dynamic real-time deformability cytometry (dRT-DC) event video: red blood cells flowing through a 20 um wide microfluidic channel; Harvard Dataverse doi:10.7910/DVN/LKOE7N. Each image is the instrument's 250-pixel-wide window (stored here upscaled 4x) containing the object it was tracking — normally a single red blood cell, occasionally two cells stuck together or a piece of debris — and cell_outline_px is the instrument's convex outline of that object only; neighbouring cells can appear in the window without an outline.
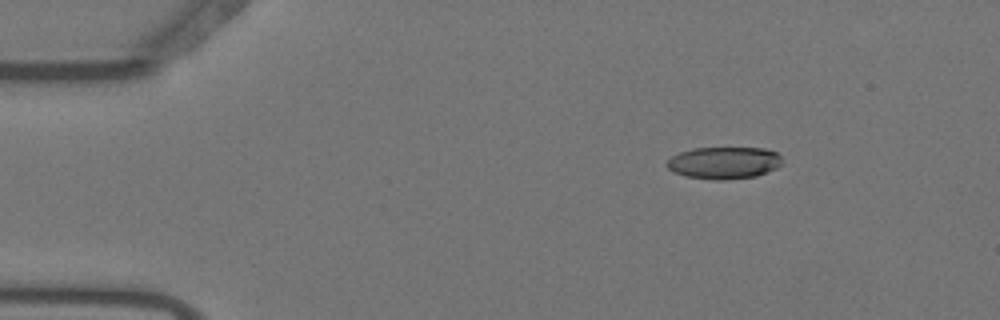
{"species": "Egyptian fruit bat (a non-hibernating species)", "species_latin": "Rousettus aegyptiacus", "temperature_condition": "warm", "stored_images_in_passage": 50, "camera_frame_rate_fps": 3000, "um_per_image_px": 0.085, "animal": {"sex": "female"}, "frame": {"image": 1, "passage_image": 3, "time_ms": 0.667, "image_size_px": [1000, 320], "cell_outline_px": [[784, 164], [776, 168], [756, 176], [724, 180], [712, 180], [684, 176], [672, 172], [664, 164], [672, 156], [680, 152], [692, 148], [764, 148], [776, 152], [780, 156]], "centroid_in_image_um": [61.52, 13.84], "position_along_channel_um": 23.5, "area_um2": 21.79}}
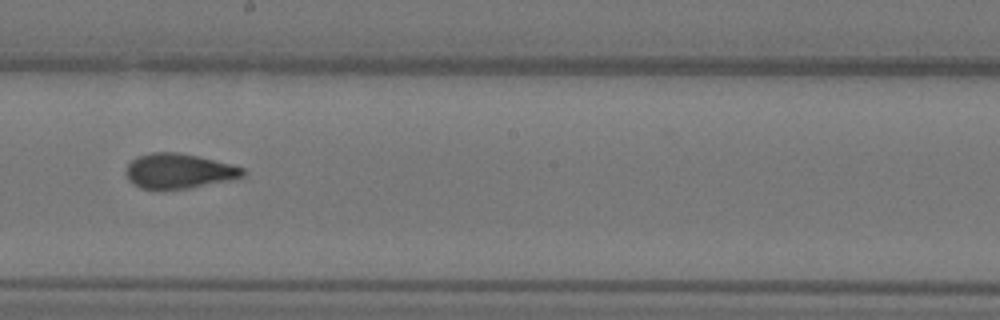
{"frame": {"image": 2, "passage_image": 26, "time_ms": 8.333, "image_size_px": [1000, 320], "cell_outline_px": [[244, 176], [236, 180], [188, 188], [140, 188], [132, 184], [128, 180], [128, 164], [132, 160], [140, 156], [152, 152], [176, 152], [196, 156], [232, 164], [244, 168]], "centroid_in_image_um": [15.27, 14.54], "position_along_channel_um": 232.9, "area_um2": 23.52}}
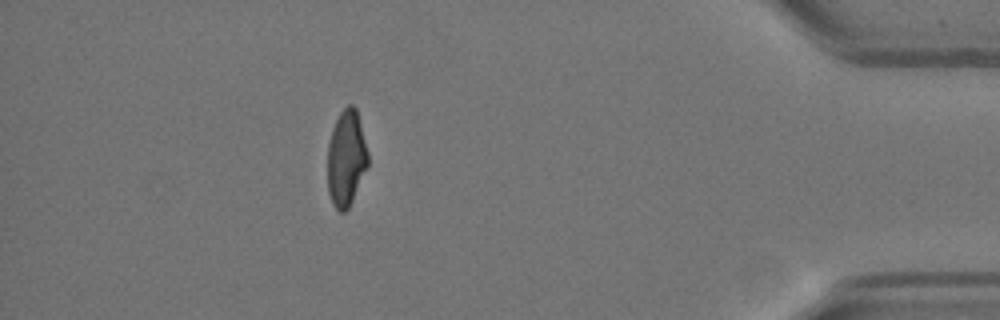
{"frame": {"image": 3, "passage_image": 44, "time_ms": 14.333, "image_size_px": [1000, 320], "cell_outline_px": [[368, 164], [352, 200], [348, 208], [344, 212], [340, 212], [332, 204], [328, 192], [328, 144], [332, 128], [340, 112], [348, 104], [352, 104], [356, 108], [368, 152]], "centroid_in_image_um": [29.42, 13.44], "position_along_channel_um": 405.8, "area_um2": 22.43}, "authors_computed_cell_mechanics": {"area_um2": 23.5535, "velocity_mm_per_s": 3.6968, "shape_relaxation_time_tau1_ms": 7.5926, "shape_relaxation_time_tau2_ms": 1.3325, "deformation_change_tau1": 0.2206, "deformation_change_tau2": 0.0776}}